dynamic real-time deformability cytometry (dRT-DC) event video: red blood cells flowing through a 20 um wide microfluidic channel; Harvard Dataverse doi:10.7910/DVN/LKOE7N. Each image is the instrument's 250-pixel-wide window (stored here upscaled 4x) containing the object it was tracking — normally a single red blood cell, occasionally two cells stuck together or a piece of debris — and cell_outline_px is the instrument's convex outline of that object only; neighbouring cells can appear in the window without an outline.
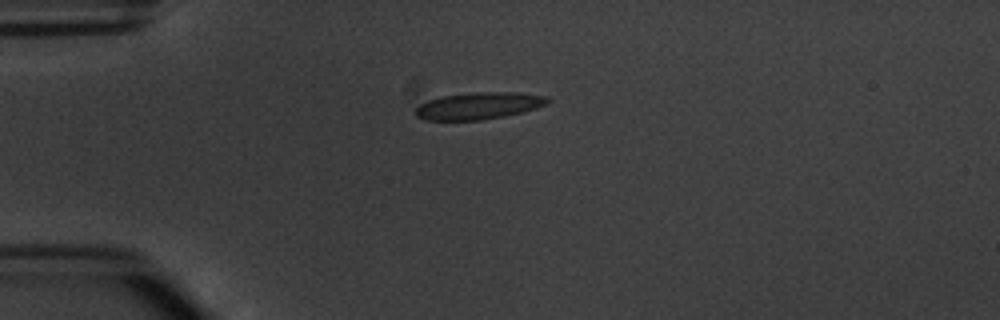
{"species": "common noctule bat (a hibernating species)", "species_latin": "Nyctalus noctula", "temperature_condition": "warm", "stored_images_in_passage": 4, "camera_frame_rate_fps": 3000, "um_per_image_px": 0.085, "animal": {"sex": "male", "body_mass_g": 20.1, "forearm_length_mm": 53.5}, "frame": {"image": 1, "passage_image": 1, "time_ms": 0.0, "image_size_px": [1000, 320], "cell_outline_px": [[552, 100], [536, 108], [524, 112], [484, 120], [424, 120], [416, 116], [416, 108], [420, 104], [428, 100], [440, 96], [480, 92], [516, 92], [544, 96]], "centroid_in_image_um": [40.68, 9.0], "position_along_channel_um": 44.3, "area_um2": 20.69}}